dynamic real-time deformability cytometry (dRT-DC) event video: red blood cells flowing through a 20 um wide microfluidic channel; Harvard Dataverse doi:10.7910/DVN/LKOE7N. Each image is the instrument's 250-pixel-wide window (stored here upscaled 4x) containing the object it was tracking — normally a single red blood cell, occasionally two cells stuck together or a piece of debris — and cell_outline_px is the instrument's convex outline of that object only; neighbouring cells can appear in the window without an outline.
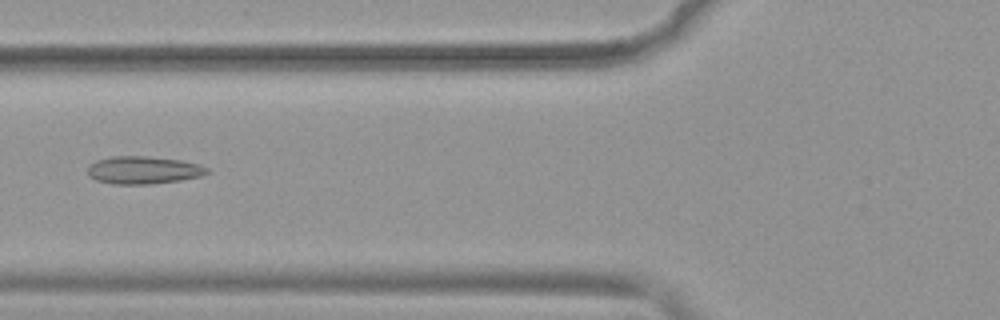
{"species": "common noctule bat (a hibernating species)", "species_latin": "Nyctalus noctula", "temperature_condition": "warm", "stored_images_in_passage": 35, "camera_frame_rate_fps": 3000, "um_per_image_px": 0.085, "animal": {"sex": "female", "body_mass_g": 19.9}, "frame": {"image": 1, "passage_image": 4, "time_ms": 1.0, "image_size_px": [1000, 320], "cell_outline_px": [[208, 172], [200, 176], [180, 180], [148, 184], [112, 184], [96, 180], [88, 176], [88, 164], [96, 160], [112, 156], [148, 156], [180, 160], [200, 164], [208, 168]], "centroid_in_image_um": [12.14, 14.45], "position_along_channel_um": 113.7, "area_um2": 19.31}}
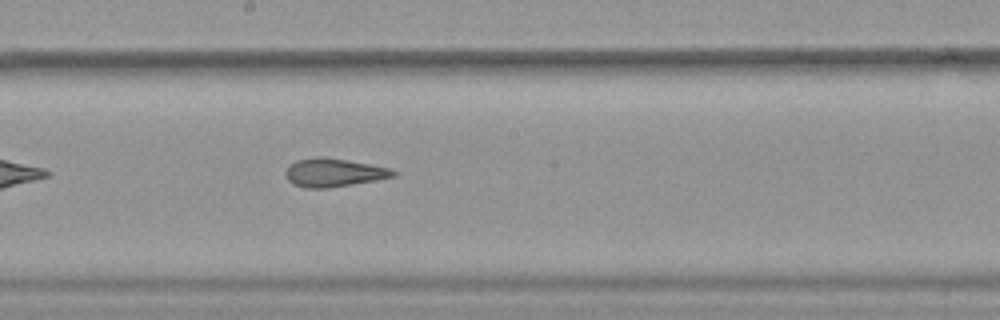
{"frame": {"image": 2, "passage_image": 12, "time_ms": 3.667, "image_size_px": [1000, 320], "cell_outline_px": [[400, 172], [396, 176], [376, 180], [328, 188], [304, 188], [292, 184], [288, 180], [284, 172], [288, 164], [296, 160], [312, 156], [324, 156], [348, 160], [392, 168]], "centroid_in_image_um": [28.36, 14.65], "position_along_channel_um": 219.8, "area_um2": 18.26}}
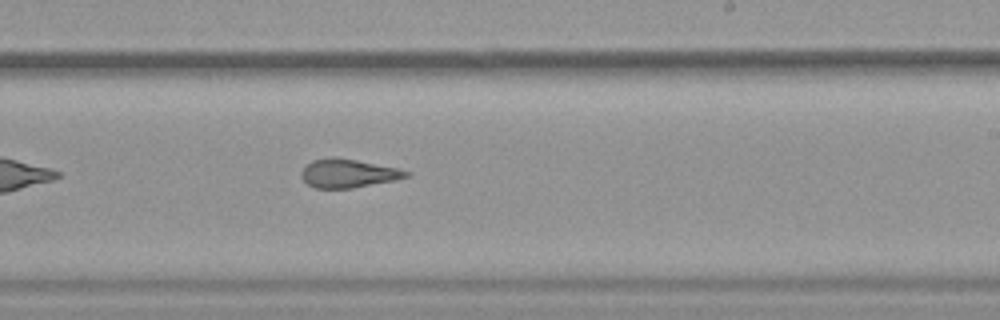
{"frame": {"image": 3, "passage_image": 15, "time_ms": 4.667, "image_size_px": [1000, 320], "cell_outline_px": [[412, 176], [396, 180], [352, 188], [316, 188], [308, 184], [300, 176], [300, 172], [304, 164], [312, 160], [332, 156], [336, 156], [396, 168], [412, 172]], "centroid_in_image_um": [29.57, 14.72], "position_along_channel_um": 259.4, "area_um2": 17.69}}